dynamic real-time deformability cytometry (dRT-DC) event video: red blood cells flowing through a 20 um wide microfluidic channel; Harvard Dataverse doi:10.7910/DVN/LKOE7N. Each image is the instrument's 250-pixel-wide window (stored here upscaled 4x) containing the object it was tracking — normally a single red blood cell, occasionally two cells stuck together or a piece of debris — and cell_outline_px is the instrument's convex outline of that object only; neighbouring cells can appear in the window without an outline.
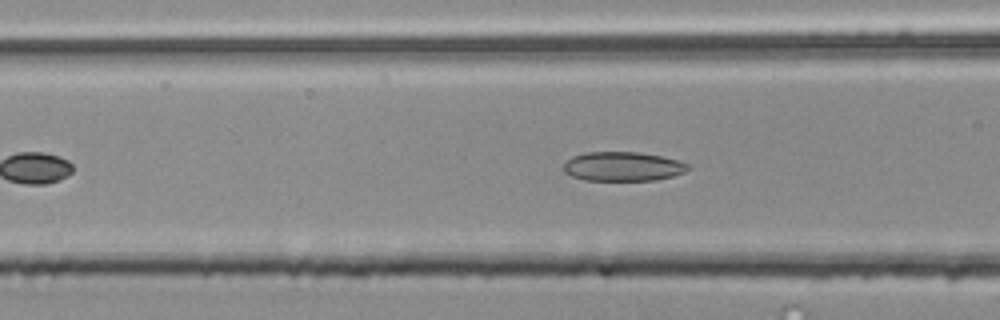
{"species": "common noctule bat (a hibernating species)", "species_latin": "Nyctalus noctula", "temperature_condition": "room temperature", "stored_images_in_passage": 43, "camera_frame_rate_fps": 3000, "um_per_image_px": 0.085, "animal": {"sex": "male", "body_mass_g": 20.4}, "frame": {"image": 1, "passage_image": 13, "time_ms": 4.0, "image_size_px": [1000, 320], "cell_outline_px": [[688, 168], [684, 172], [672, 176], [656, 180], [584, 180], [572, 176], [564, 172], [564, 164], [572, 156], [584, 152], [636, 152], [660, 156], [676, 160], [688, 164]], "centroid_in_image_um": [52.9, 14.15], "position_along_channel_um": 113.7, "area_um2": 20.98}}
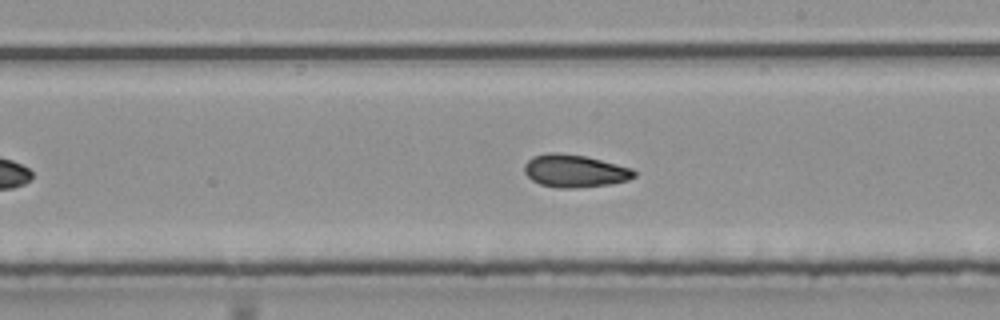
{"frame": {"image": 2, "passage_image": 23, "time_ms": 7.333, "image_size_px": [1000, 320], "cell_outline_px": [[636, 176], [628, 180], [612, 184], [576, 188], [556, 188], [540, 184], [532, 180], [524, 172], [524, 164], [532, 156], [548, 152], [556, 152], [584, 156], [632, 168], [636, 172]], "centroid_in_image_um": [48.84, 14.53], "position_along_channel_um": 240.2, "area_um2": 20.98}}
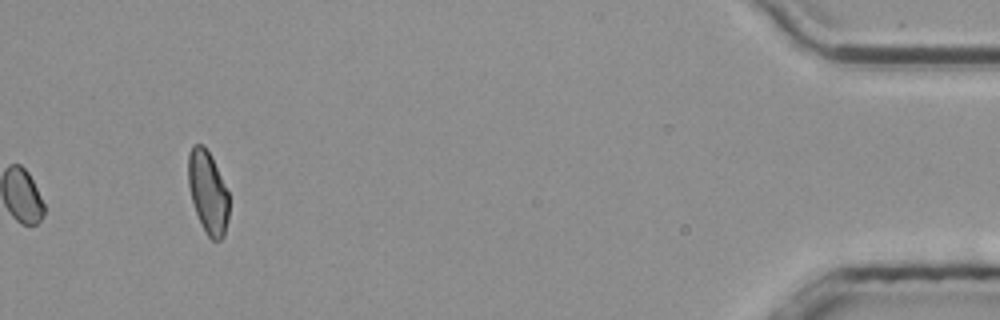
{"frame": {"image": 3, "passage_image": 43, "time_ms": 14.0, "image_size_px": [1000, 320], "cell_outline_px": [[228, 220], [224, 236], [220, 240], [212, 240], [208, 236], [200, 224], [192, 200], [188, 184], [188, 152], [192, 144], [204, 144], [228, 192]], "centroid_in_image_um": [17.65, 16.35], "position_along_channel_um": 417.6, "area_um2": 19.42}, "authors_computed_cell_mechanics": {"area_um2": 20.9814, "velocity_mm_per_s": 3.7915, "shape_relaxation_time_tau1_ms": 4.7295, "shape_relaxation_time_tau2_ms": 2.3551, "deformation_change_tau1": 0.1329, "deformation_change_tau2": 0.0792}}